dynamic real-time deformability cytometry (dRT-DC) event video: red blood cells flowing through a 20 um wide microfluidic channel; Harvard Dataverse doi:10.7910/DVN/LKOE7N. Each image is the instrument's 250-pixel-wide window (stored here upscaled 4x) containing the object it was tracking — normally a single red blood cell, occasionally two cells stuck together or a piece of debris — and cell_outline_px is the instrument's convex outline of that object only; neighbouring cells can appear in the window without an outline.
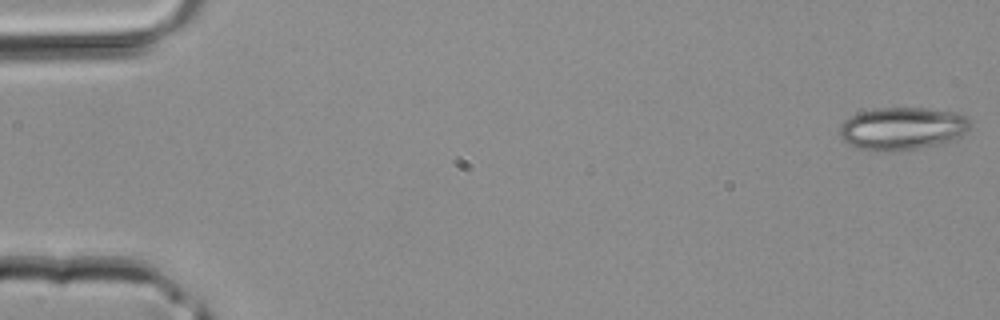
{"species": "common noctule bat (a hibernating species)", "species_latin": "Nyctalus noctula", "temperature_condition": "room temperature", "stored_images_in_passage": 42, "camera_frame_rate_fps": 3000, "um_per_image_px": 0.085, "animal": {"sex": "male", "body_mass_g": 20.4}, "frame": {"image": 1, "passage_image": 1, "time_ms": 0.0, "image_size_px": [1000, 320], "cell_outline_px": [[972, 124], [968, 132], [956, 140], [940, 144], [916, 148], [888, 152], [860, 148], [848, 144], [840, 136], [840, 124], [844, 120], [860, 112], [876, 108], [924, 108], [956, 112], [972, 120]], "centroid_in_image_um": [76.76, 10.92], "position_along_channel_um": 8.2, "area_um2": 32.71}}
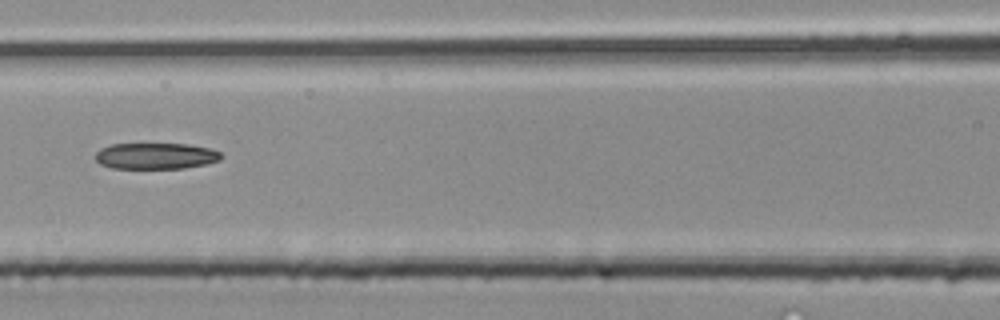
{"frame": {"image": 2, "passage_image": 19, "time_ms": 6.0, "image_size_px": [1000, 320], "cell_outline_px": [[224, 156], [220, 160], [204, 164], [184, 168], [112, 168], [100, 164], [96, 160], [96, 152], [100, 148], [112, 144], [188, 144], [212, 148], [220, 152]], "centroid_in_image_um": [13.26, 13.25], "position_along_channel_um": 153.3, "area_um2": 19.25}}
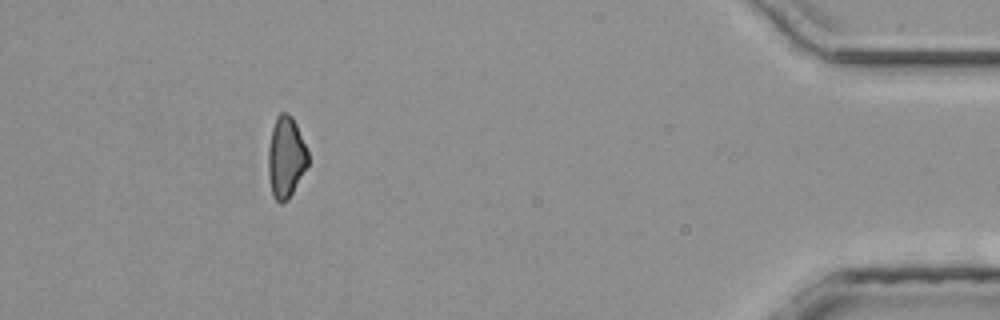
{"frame": {"image": 3, "passage_image": 38, "time_ms": 12.333, "image_size_px": [1000, 320], "cell_outline_px": [[308, 164], [288, 200], [280, 204], [272, 196], [268, 176], [268, 148], [272, 128], [276, 116], [280, 112], [288, 112], [292, 116], [296, 124], [308, 152]], "centroid_in_image_um": [24.28, 13.36], "position_along_channel_um": 410.9, "area_um2": 18.9}}